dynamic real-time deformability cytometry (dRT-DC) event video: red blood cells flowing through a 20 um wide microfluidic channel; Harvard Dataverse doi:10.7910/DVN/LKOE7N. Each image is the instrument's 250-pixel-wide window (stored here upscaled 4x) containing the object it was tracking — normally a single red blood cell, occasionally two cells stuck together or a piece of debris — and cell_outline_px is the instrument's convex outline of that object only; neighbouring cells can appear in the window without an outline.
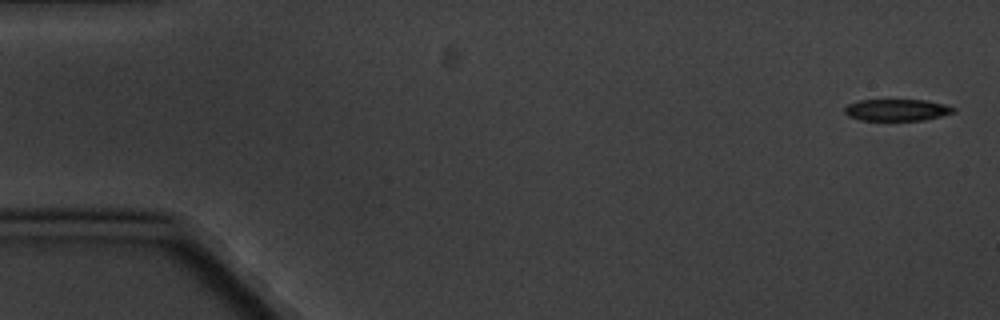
{"species": "common noctule bat (a hibernating species)", "species_latin": "Nyctalus noctula", "temperature_condition": "cold", "stored_images_in_passage": 7, "camera_frame_rate_fps": 3000, "um_per_image_px": 0.085, "animal": {"sex": "male", "body_mass_g": 20.1, "forearm_length_mm": 53.5}, "frame": {"image": 1, "passage_image": 1, "time_ms": 0.0, "image_size_px": [1000, 320], "cell_outline_px": [[956, 112], [924, 120], [860, 120], [848, 116], [844, 112], [844, 108], [848, 104], [860, 100], [924, 100], [944, 104], [956, 108]], "centroid_in_image_um": [76.23, 9.35], "position_along_channel_um": 8.8, "area_um2": 13.76}}
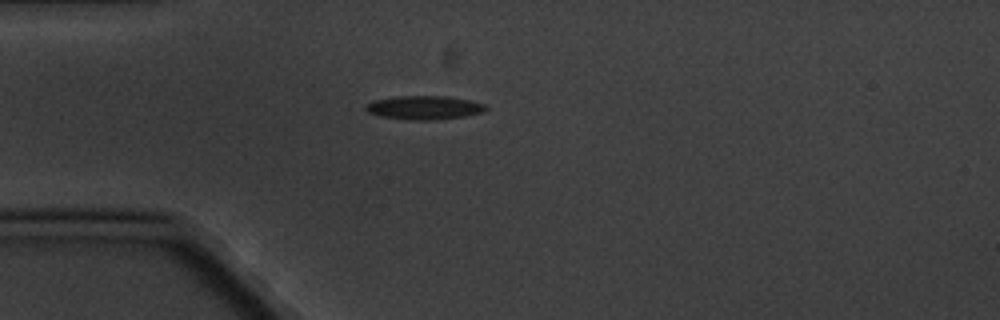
{"frame": {"image": 2, "passage_image": 5, "time_ms": 4.667, "image_size_px": [1000, 320], "cell_outline_px": [[488, 108], [484, 112], [464, 116], [436, 120], [408, 120], [380, 116], [368, 112], [364, 108], [372, 100], [396, 96], [448, 96], [468, 100], [484, 104]], "centroid_in_image_um": [36.05, 9.15], "position_along_channel_um": 49.0, "area_um2": 16.65}}